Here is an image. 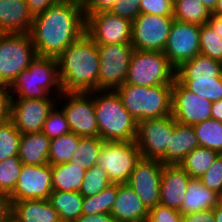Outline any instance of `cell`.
Segmentation results:
<instances>
[{
    "mask_svg": "<svg viewBox=\"0 0 222 222\" xmlns=\"http://www.w3.org/2000/svg\"><path fill=\"white\" fill-rule=\"evenodd\" d=\"M86 32L81 2L60 0L34 16L29 35L37 56L57 58Z\"/></svg>",
    "mask_w": 222,
    "mask_h": 222,
    "instance_id": "1",
    "label": "cell"
},
{
    "mask_svg": "<svg viewBox=\"0 0 222 222\" xmlns=\"http://www.w3.org/2000/svg\"><path fill=\"white\" fill-rule=\"evenodd\" d=\"M61 87L65 93L98 90L99 52L97 44L84 33L58 57Z\"/></svg>",
    "mask_w": 222,
    "mask_h": 222,
    "instance_id": "2",
    "label": "cell"
},
{
    "mask_svg": "<svg viewBox=\"0 0 222 222\" xmlns=\"http://www.w3.org/2000/svg\"><path fill=\"white\" fill-rule=\"evenodd\" d=\"M93 103L99 137L102 140H136L138 123L125 109L122 100L116 91L94 90Z\"/></svg>",
    "mask_w": 222,
    "mask_h": 222,
    "instance_id": "3",
    "label": "cell"
},
{
    "mask_svg": "<svg viewBox=\"0 0 222 222\" xmlns=\"http://www.w3.org/2000/svg\"><path fill=\"white\" fill-rule=\"evenodd\" d=\"M10 90L12 97L17 96L16 99H53L50 95L53 91L59 96L63 90L57 58L37 56L16 77Z\"/></svg>",
    "mask_w": 222,
    "mask_h": 222,
    "instance_id": "4",
    "label": "cell"
},
{
    "mask_svg": "<svg viewBox=\"0 0 222 222\" xmlns=\"http://www.w3.org/2000/svg\"><path fill=\"white\" fill-rule=\"evenodd\" d=\"M115 91L137 123L144 119L162 118L172 113V85L143 87L125 83Z\"/></svg>",
    "mask_w": 222,
    "mask_h": 222,
    "instance_id": "5",
    "label": "cell"
},
{
    "mask_svg": "<svg viewBox=\"0 0 222 222\" xmlns=\"http://www.w3.org/2000/svg\"><path fill=\"white\" fill-rule=\"evenodd\" d=\"M176 69L162 51L134 50L126 84L138 86L173 85Z\"/></svg>",
    "mask_w": 222,
    "mask_h": 222,
    "instance_id": "6",
    "label": "cell"
},
{
    "mask_svg": "<svg viewBox=\"0 0 222 222\" xmlns=\"http://www.w3.org/2000/svg\"><path fill=\"white\" fill-rule=\"evenodd\" d=\"M36 57L29 33H0V83L11 85Z\"/></svg>",
    "mask_w": 222,
    "mask_h": 222,
    "instance_id": "7",
    "label": "cell"
},
{
    "mask_svg": "<svg viewBox=\"0 0 222 222\" xmlns=\"http://www.w3.org/2000/svg\"><path fill=\"white\" fill-rule=\"evenodd\" d=\"M141 157L135 141H104L97 165L106 172L111 183L123 184L128 183Z\"/></svg>",
    "mask_w": 222,
    "mask_h": 222,
    "instance_id": "8",
    "label": "cell"
},
{
    "mask_svg": "<svg viewBox=\"0 0 222 222\" xmlns=\"http://www.w3.org/2000/svg\"><path fill=\"white\" fill-rule=\"evenodd\" d=\"M99 52L98 90L115 91L125 84L134 48L131 43L97 45Z\"/></svg>",
    "mask_w": 222,
    "mask_h": 222,
    "instance_id": "9",
    "label": "cell"
},
{
    "mask_svg": "<svg viewBox=\"0 0 222 222\" xmlns=\"http://www.w3.org/2000/svg\"><path fill=\"white\" fill-rule=\"evenodd\" d=\"M174 132V117L144 119L138 122L136 144L143 158L166 164V149Z\"/></svg>",
    "mask_w": 222,
    "mask_h": 222,
    "instance_id": "10",
    "label": "cell"
},
{
    "mask_svg": "<svg viewBox=\"0 0 222 222\" xmlns=\"http://www.w3.org/2000/svg\"><path fill=\"white\" fill-rule=\"evenodd\" d=\"M92 95V97H91ZM60 101H67L61 107L70 131L80 137L99 136L98 124L93 103V92L90 93H61Z\"/></svg>",
    "mask_w": 222,
    "mask_h": 222,
    "instance_id": "11",
    "label": "cell"
},
{
    "mask_svg": "<svg viewBox=\"0 0 222 222\" xmlns=\"http://www.w3.org/2000/svg\"><path fill=\"white\" fill-rule=\"evenodd\" d=\"M173 21L174 17L139 14L132 22L134 50L163 52Z\"/></svg>",
    "mask_w": 222,
    "mask_h": 222,
    "instance_id": "12",
    "label": "cell"
},
{
    "mask_svg": "<svg viewBox=\"0 0 222 222\" xmlns=\"http://www.w3.org/2000/svg\"><path fill=\"white\" fill-rule=\"evenodd\" d=\"M86 34L97 44L131 43L132 22L108 11L84 14Z\"/></svg>",
    "mask_w": 222,
    "mask_h": 222,
    "instance_id": "13",
    "label": "cell"
},
{
    "mask_svg": "<svg viewBox=\"0 0 222 222\" xmlns=\"http://www.w3.org/2000/svg\"><path fill=\"white\" fill-rule=\"evenodd\" d=\"M200 30V25L174 19L163 52L175 69L200 54Z\"/></svg>",
    "mask_w": 222,
    "mask_h": 222,
    "instance_id": "14",
    "label": "cell"
},
{
    "mask_svg": "<svg viewBox=\"0 0 222 222\" xmlns=\"http://www.w3.org/2000/svg\"><path fill=\"white\" fill-rule=\"evenodd\" d=\"M212 102L188 90L177 78L172 85V113L176 122L194 126L211 118Z\"/></svg>",
    "mask_w": 222,
    "mask_h": 222,
    "instance_id": "15",
    "label": "cell"
},
{
    "mask_svg": "<svg viewBox=\"0 0 222 222\" xmlns=\"http://www.w3.org/2000/svg\"><path fill=\"white\" fill-rule=\"evenodd\" d=\"M163 166L158 159L141 157L130 175L128 184L148 210L159 204Z\"/></svg>",
    "mask_w": 222,
    "mask_h": 222,
    "instance_id": "16",
    "label": "cell"
},
{
    "mask_svg": "<svg viewBox=\"0 0 222 222\" xmlns=\"http://www.w3.org/2000/svg\"><path fill=\"white\" fill-rule=\"evenodd\" d=\"M51 177L50 164L41 166L22 164L16 186L10 194L11 203L13 201L48 199L53 191Z\"/></svg>",
    "mask_w": 222,
    "mask_h": 222,
    "instance_id": "17",
    "label": "cell"
},
{
    "mask_svg": "<svg viewBox=\"0 0 222 222\" xmlns=\"http://www.w3.org/2000/svg\"><path fill=\"white\" fill-rule=\"evenodd\" d=\"M52 99L11 98L10 120L22 133L41 132L47 116L56 106Z\"/></svg>",
    "mask_w": 222,
    "mask_h": 222,
    "instance_id": "18",
    "label": "cell"
},
{
    "mask_svg": "<svg viewBox=\"0 0 222 222\" xmlns=\"http://www.w3.org/2000/svg\"><path fill=\"white\" fill-rule=\"evenodd\" d=\"M191 179L180 164H164L160 183L159 203L180 210Z\"/></svg>",
    "mask_w": 222,
    "mask_h": 222,
    "instance_id": "19",
    "label": "cell"
},
{
    "mask_svg": "<svg viewBox=\"0 0 222 222\" xmlns=\"http://www.w3.org/2000/svg\"><path fill=\"white\" fill-rule=\"evenodd\" d=\"M149 210L128 183L117 184V196L110 214L115 222H145Z\"/></svg>",
    "mask_w": 222,
    "mask_h": 222,
    "instance_id": "20",
    "label": "cell"
},
{
    "mask_svg": "<svg viewBox=\"0 0 222 222\" xmlns=\"http://www.w3.org/2000/svg\"><path fill=\"white\" fill-rule=\"evenodd\" d=\"M33 20L26 0H0V33H29Z\"/></svg>",
    "mask_w": 222,
    "mask_h": 222,
    "instance_id": "21",
    "label": "cell"
},
{
    "mask_svg": "<svg viewBox=\"0 0 222 222\" xmlns=\"http://www.w3.org/2000/svg\"><path fill=\"white\" fill-rule=\"evenodd\" d=\"M11 218L14 222H61L48 199L13 201Z\"/></svg>",
    "mask_w": 222,
    "mask_h": 222,
    "instance_id": "22",
    "label": "cell"
},
{
    "mask_svg": "<svg viewBox=\"0 0 222 222\" xmlns=\"http://www.w3.org/2000/svg\"><path fill=\"white\" fill-rule=\"evenodd\" d=\"M199 145L194 127L174 119V132L166 149V164H180Z\"/></svg>",
    "mask_w": 222,
    "mask_h": 222,
    "instance_id": "23",
    "label": "cell"
},
{
    "mask_svg": "<svg viewBox=\"0 0 222 222\" xmlns=\"http://www.w3.org/2000/svg\"><path fill=\"white\" fill-rule=\"evenodd\" d=\"M51 139L43 132L21 134L18 156L23 164H48Z\"/></svg>",
    "mask_w": 222,
    "mask_h": 222,
    "instance_id": "24",
    "label": "cell"
},
{
    "mask_svg": "<svg viewBox=\"0 0 222 222\" xmlns=\"http://www.w3.org/2000/svg\"><path fill=\"white\" fill-rule=\"evenodd\" d=\"M218 195L209 190L199 179H191L179 212L184 214L207 210L218 205Z\"/></svg>",
    "mask_w": 222,
    "mask_h": 222,
    "instance_id": "25",
    "label": "cell"
},
{
    "mask_svg": "<svg viewBox=\"0 0 222 222\" xmlns=\"http://www.w3.org/2000/svg\"><path fill=\"white\" fill-rule=\"evenodd\" d=\"M222 74V63L204 55H196L176 69L178 80L195 78H218Z\"/></svg>",
    "mask_w": 222,
    "mask_h": 222,
    "instance_id": "26",
    "label": "cell"
},
{
    "mask_svg": "<svg viewBox=\"0 0 222 222\" xmlns=\"http://www.w3.org/2000/svg\"><path fill=\"white\" fill-rule=\"evenodd\" d=\"M53 190L62 192H79L86 170L77 163L51 165Z\"/></svg>",
    "mask_w": 222,
    "mask_h": 222,
    "instance_id": "27",
    "label": "cell"
},
{
    "mask_svg": "<svg viewBox=\"0 0 222 222\" xmlns=\"http://www.w3.org/2000/svg\"><path fill=\"white\" fill-rule=\"evenodd\" d=\"M48 201L59 213L61 222H75L83 214V196L79 192L53 190Z\"/></svg>",
    "mask_w": 222,
    "mask_h": 222,
    "instance_id": "28",
    "label": "cell"
},
{
    "mask_svg": "<svg viewBox=\"0 0 222 222\" xmlns=\"http://www.w3.org/2000/svg\"><path fill=\"white\" fill-rule=\"evenodd\" d=\"M211 11L198 0H173L175 20L197 25L207 24Z\"/></svg>",
    "mask_w": 222,
    "mask_h": 222,
    "instance_id": "29",
    "label": "cell"
},
{
    "mask_svg": "<svg viewBox=\"0 0 222 222\" xmlns=\"http://www.w3.org/2000/svg\"><path fill=\"white\" fill-rule=\"evenodd\" d=\"M218 155L219 153L214 150L198 146L184 158L180 166L191 178L199 179L214 163Z\"/></svg>",
    "mask_w": 222,
    "mask_h": 222,
    "instance_id": "30",
    "label": "cell"
},
{
    "mask_svg": "<svg viewBox=\"0 0 222 222\" xmlns=\"http://www.w3.org/2000/svg\"><path fill=\"white\" fill-rule=\"evenodd\" d=\"M81 138L72 132L52 138L48 153V164L57 165L70 162Z\"/></svg>",
    "mask_w": 222,
    "mask_h": 222,
    "instance_id": "31",
    "label": "cell"
},
{
    "mask_svg": "<svg viewBox=\"0 0 222 222\" xmlns=\"http://www.w3.org/2000/svg\"><path fill=\"white\" fill-rule=\"evenodd\" d=\"M103 142L104 140L99 136L82 137L71 157L70 163H77L82 166L84 170H88L91 166L97 165Z\"/></svg>",
    "mask_w": 222,
    "mask_h": 222,
    "instance_id": "32",
    "label": "cell"
},
{
    "mask_svg": "<svg viewBox=\"0 0 222 222\" xmlns=\"http://www.w3.org/2000/svg\"><path fill=\"white\" fill-rule=\"evenodd\" d=\"M199 145L222 154V123L210 118L193 126Z\"/></svg>",
    "mask_w": 222,
    "mask_h": 222,
    "instance_id": "33",
    "label": "cell"
},
{
    "mask_svg": "<svg viewBox=\"0 0 222 222\" xmlns=\"http://www.w3.org/2000/svg\"><path fill=\"white\" fill-rule=\"evenodd\" d=\"M117 196V184H110L100 193L83 197V214L110 213Z\"/></svg>",
    "mask_w": 222,
    "mask_h": 222,
    "instance_id": "34",
    "label": "cell"
},
{
    "mask_svg": "<svg viewBox=\"0 0 222 222\" xmlns=\"http://www.w3.org/2000/svg\"><path fill=\"white\" fill-rule=\"evenodd\" d=\"M188 90L211 102L222 100V74L218 78L179 80Z\"/></svg>",
    "mask_w": 222,
    "mask_h": 222,
    "instance_id": "35",
    "label": "cell"
},
{
    "mask_svg": "<svg viewBox=\"0 0 222 222\" xmlns=\"http://www.w3.org/2000/svg\"><path fill=\"white\" fill-rule=\"evenodd\" d=\"M21 134L11 120L0 124V161L18 156Z\"/></svg>",
    "mask_w": 222,
    "mask_h": 222,
    "instance_id": "36",
    "label": "cell"
},
{
    "mask_svg": "<svg viewBox=\"0 0 222 222\" xmlns=\"http://www.w3.org/2000/svg\"><path fill=\"white\" fill-rule=\"evenodd\" d=\"M110 184L112 183L108 179L106 172L100 166L94 165L86 170L79 193L83 197H90L100 193Z\"/></svg>",
    "mask_w": 222,
    "mask_h": 222,
    "instance_id": "37",
    "label": "cell"
},
{
    "mask_svg": "<svg viewBox=\"0 0 222 222\" xmlns=\"http://www.w3.org/2000/svg\"><path fill=\"white\" fill-rule=\"evenodd\" d=\"M22 162L19 156L8 157L0 161V190L11 194L16 186L22 170Z\"/></svg>",
    "mask_w": 222,
    "mask_h": 222,
    "instance_id": "38",
    "label": "cell"
},
{
    "mask_svg": "<svg viewBox=\"0 0 222 222\" xmlns=\"http://www.w3.org/2000/svg\"><path fill=\"white\" fill-rule=\"evenodd\" d=\"M200 54L222 63V38L208 24L201 26Z\"/></svg>",
    "mask_w": 222,
    "mask_h": 222,
    "instance_id": "39",
    "label": "cell"
},
{
    "mask_svg": "<svg viewBox=\"0 0 222 222\" xmlns=\"http://www.w3.org/2000/svg\"><path fill=\"white\" fill-rule=\"evenodd\" d=\"M56 109L57 108L55 106L54 109L47 116V119L45 120L41 131L50 139L71 132L63 111L61 109Z\"/></svg>",
    "mask_w": 222,
    "mask_h": 222,
    "instance_id": "40",
    "label": "cell"
},
{
    "mask_svg": "<svg viewBox=\"0 0 222 222\" xmlns=\"http://www.w3.org/2000/svg\"><path fill=\"white\" fill-rule=\"evenodd\" d=\"M209 190L222 193V154H219L210 168L199 178Z\"/></svg>",
    "mask_w": 222,
    "mask_h": 222,
    "instance_id": "41",
    "label": "cell"
},
{
    "mask_svg": "<svg viewBox=\"0 0 222 222\" xmlns=\"http://www.w3.org/2000/svg\"><path fill=\"white\" fill-rule=\"evenodd\" d=\"M140 14L173 17V0H140Z\"/></svg>",
    "mask_w": 222,
    "mask_h": 222,
    "instance_id": "42",
    "label": "cell"
},
{
    "mask_svg": "<svg viewBox=\"0 0 222 222\" xmlns=\"http://www.w3.org/2000/svg\"><path fill=\"white\" fill-rule=\"evenodd\" d=\"M108 12L133 22L140 14V0H116Z\"/></svg>",
    "mask_w": 222,
    "mask_h": 222,
    "instance_id": "43",
    "label": "cell"
},
{
    "mask_svg": "<svg viewBox=\"0 0 222 222\" xmlns=\"http://www.w3.org/2000/svg\"><path fill=\"white\" fill-rule=\"evenodd\" d=\"M147 222H183V215L179 210L159 203L149 209Z\"/></svg>",
    "mask_w": 222,
    "mask_h": 222,
    "instance_id": "44",
    "label": "cell"
},
{
    "mask_svg": "<svg viewBox=\"0 0 222 222\" xmlns=\"http://www.w3.org/2000/svg\"><path fill=\"white\" fill-rule=\"evenodd\" d=\"M11 98L10 85L0 83V124L10 120Z\"/></svg>",
    "mask_w": 222,
    "mask_h": 222,
    "instance_id": "45",
    "label": "cell"
},
{
    "mask_svg": "<svg viewBox=\"0 0 222 222\" xmlns=\"http://www.w3.org/2000/svg\"><path fill=\"white\" fill-rule=\"evenodd\" d=\"M116 0H84L82 4L84 14L109 11Z\"/></svg>",
    "mask_w": 222,
    "mask_h": 222,
    "instance_id": "46",
    "label": "cell"
},
{
    "mask_svg": "<svg viewBox=\"0 0 222 222\" xmlns=\"http://www.w3.org/2000/svg\"><path fill=\"white\" fill-rule=\"evenodd\" d=\"M183 222H215L214 208L184 214Z\"/></svg>",
    "mask_w": 222,
    "mask_h": 222,
    "instance_id": "47",
    "label": "cell"
},
{
    "mask_svg": "<svg viewBox=\"0 0 222 222\" xmlns=\"http://www.w3.org/2000/svg\"><path fill=\"white\" fill-rule=\"evenodd\" d=\"M11 212L10 195L0 190V222H8L11 219Z\"/></svg>",
    "mask_w": 222,
    "mask_h": 222,
    "instance_id": "48",
    "label": "cell"
},
{
    "mask_svg": "<svg viewBox=\"0 0 222 222\" xmlns=\"http://www.w3.org/2000/svg\"><path fill=\"white\" fill-rule=\"evenodd\" d=\"M60 0H26L29 11L36 16L46 11L50 6L55 5Z\"/></svg>",
    "mask_w": 222,
    "mask_h": 222,
    "instance_id": "49",
    "label": "cell"
},
{
    "mask_svg": "<svg viewBox=\"0 0 222 222\" xmlns=\"http://www.w3.org/2000/svg\"><path fill=\"white\" fill-rule=\"evenodd\" d=\"M75 222H115L110 213L82 214Z\"/></svg>",
    "mask_w": 222,
    "mask_h": 222,
    "instance_id": "50",
    "label": "cell"
},
{
    "mask_svg": "<svg viewBox=\"0 0 222 222\" xmlns=\"http://www.w3.org/2000/svg\"><path fill=\"white\" fill-rule=\"evenodd\" d=\"M207 24L220 38H222V17L211 15Z\"/></svg>",
    "mask_w": 222,
    "mask_h": 222,
    "instance_id": "51",
    "label": "cell"
},
{
    "mask_svg": "<svg viewBox=\"0 0 222 222\" xmlns=\"http://www.w3.org/2000/svg\"><path fill=\"white\" fill-rule=\"evenodd\" d=\"M211 118L222 123V100L212 102Z\"/></svg>",
    "mask_w": 222,
    "mask_h": 222,
    "instance_id": "52",
    "label": "cell"
},
{
    "mask_svg": "<svg viewBox=\"0 0 222 222\" xmlns=\"http://www.w3.org/2000/svg\"><path fill=\"white\" fill-rule=\"evenodd\" d=\"M214 220L215 222H222V208L218 205L214 207Z\"/></svg>",
    "mask_w": 222,
    "mask_h": 222,
    "instance_id": "53",
    "label": "cell"
},
{
    "mask_svg": "<svg viewBox=\"0 0 222 222\" xmlns=\"http://www.w3.org/2000/svg\"><path fill=\"white\" fill-rule=\"evenodd\" d=\"M198 1L203 3L212 12L218 0H198Z\"/></svg>",
    "mask_w": 222,
    "mask_h": 222,
    "instance_id": "54",
    "label": "cell"
},
{
    "mask_svg": "<svg viewBox=\"0 0 222 222\" xmlns=\"http://www.w3.org/2000/svg\"><path fill=\"white\" fill-rule=\"evenodd\" d=\"M211 15L222 17V0H218L215 8L211 12Z\"/></svg>",
    "mask_w": 222,
    "mask_h": 222,
    "instance_id": "55",
    "label": "cell"
},
{
    "mask_svg": "<svg viewBox=\"0 0 222 222\" xmlns=\"http://www.w3.org/2000/svg\"><path fill=\"white\" fill-rule=\"evenodd\" d=\"M218 206L222 208V193L218 195Z\"/></svg>",
    "mask_w": 222,
    "mask_h": 222,
    "instance_id": "56",
    "label": "cell"
}]
</instances>
